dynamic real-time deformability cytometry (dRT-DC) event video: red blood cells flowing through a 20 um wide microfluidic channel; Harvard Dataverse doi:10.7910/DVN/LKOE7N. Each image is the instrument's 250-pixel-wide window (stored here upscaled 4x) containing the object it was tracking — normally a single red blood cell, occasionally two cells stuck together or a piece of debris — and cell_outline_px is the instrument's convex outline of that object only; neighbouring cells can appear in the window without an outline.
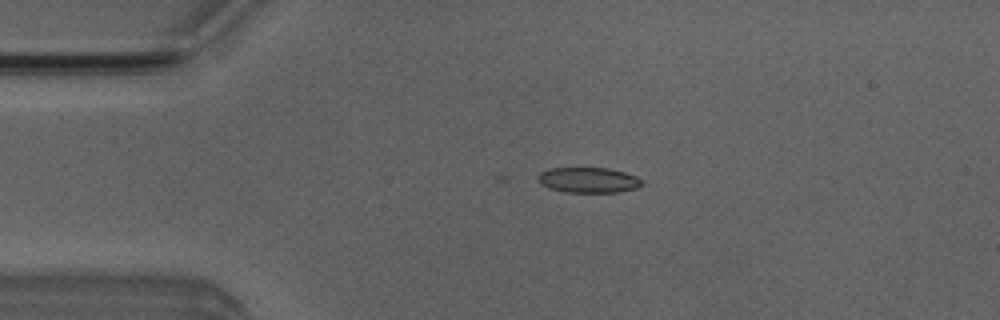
{"species": "Egyptian fruit bat (a non-hibernating species)", "species_latin": "Rousettus aegyptiacus", "temperature_condition": "room temperature", "stored_images_in_passage": 5, "camera_frame_rate_fps": 3000, "um_per_image_px": 0.085, "animal": {"sex": "male"}, "frame": {"image": 1, "passage_image": 1, "time_ms": 0.0, "image_size_px": [1000, 320], "cell_outline_px": [[644, 184], [636, 188], [616, 192], [568, 192], [548, 188], [540, 184], [536, 176], [540, 172], [548, 168], [608, 168], [624, 172], [636, 176], [644, 180]], "centroid_in_image_um": [50.0, 15.3], "position_along_channel_um": 35.0, "area_um2": 15.49}}